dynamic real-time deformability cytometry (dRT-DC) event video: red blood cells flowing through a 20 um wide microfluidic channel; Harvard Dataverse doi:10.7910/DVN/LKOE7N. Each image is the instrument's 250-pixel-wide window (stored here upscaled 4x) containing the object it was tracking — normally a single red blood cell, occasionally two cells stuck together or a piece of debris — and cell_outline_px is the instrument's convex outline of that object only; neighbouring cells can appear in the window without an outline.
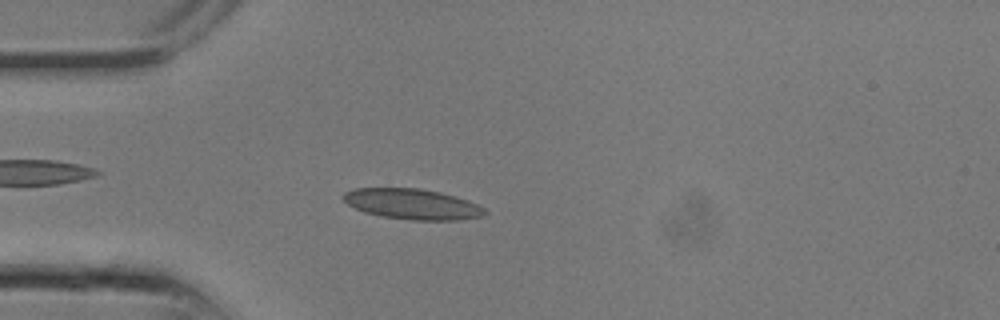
{"species": "common noctule bat (a hibernating species)", "species_latin": "Nyctalus noctula", "temperature_condition": "room temperature", "stored_images_in_passage": 21, "camera_frame_rate_fps": 3000, "um_per_image_px": 0.085, "animal": {"sex": "male", "body_mass_g": 13.3}, "frame": {"image": 1, "passage_image": 3, "time_ms": 0.667, "image_size_px": [1000, 320], "cell_outline_px": [[488, 212], [480, 216], [460, 220], [412, 220], [380, 216], [364, 212], [348, 204], [340, 196], [344, 192], [352, 188], [420, 188], [440, 192], [456, 196], [468, 200], [484, 208]], "centroid_in_image_um": [35.02, 17.34], "position_along_channel_um": 50.0, "area_um2": 25.26}}
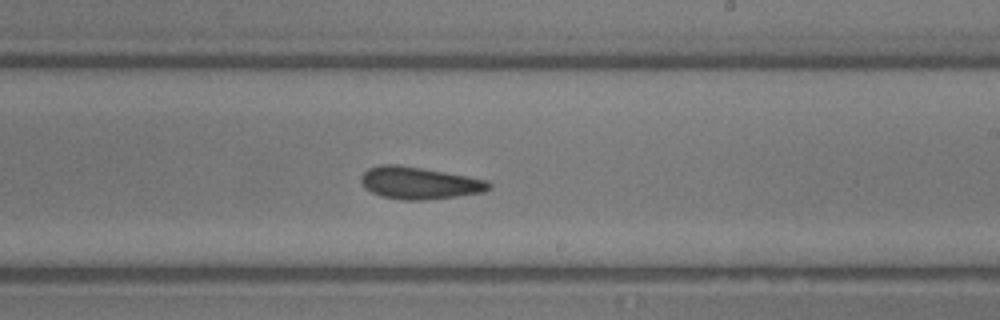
{"frame": {"image": 2, "passage_image": 11, "time_ms": 3.333, "image_size_px": [1000, 320], "cell_outline_px": [[492, 188], [484, 192], [456, 196], [424, 200], [400, 200], [380, 196], [364, 188], [360, 180], [360, 176], [368, 168], [380, 164], [396, 164], [444, 172], [488, 180], [492, 184]], "centroid_in_image_um": [35.62, 15.56], "position_along_channel_um": 253.4, "area_um2": 24.04}}
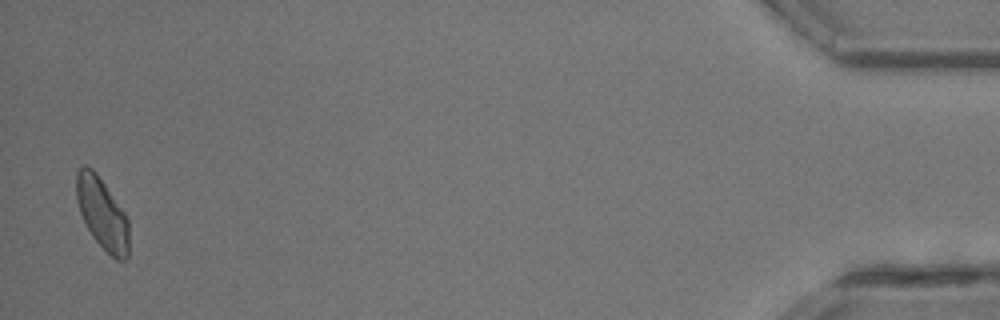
{"frame": {"image": 3, "passage_image": 21, "time_ms": 6.667, "image_size_px": [1000, 320], "cell_outline_px": [[128, 256], [124, 260], [116, 260], [92, 236], [80, 212], [76, 200], [76, 172], [84, 164], [92, 168], [96, 172], [128, 216]], "centroid_in_image_um": [8.69, 18.11], "position_along_channel_um": 426.5, "area_um2": 21.79}}